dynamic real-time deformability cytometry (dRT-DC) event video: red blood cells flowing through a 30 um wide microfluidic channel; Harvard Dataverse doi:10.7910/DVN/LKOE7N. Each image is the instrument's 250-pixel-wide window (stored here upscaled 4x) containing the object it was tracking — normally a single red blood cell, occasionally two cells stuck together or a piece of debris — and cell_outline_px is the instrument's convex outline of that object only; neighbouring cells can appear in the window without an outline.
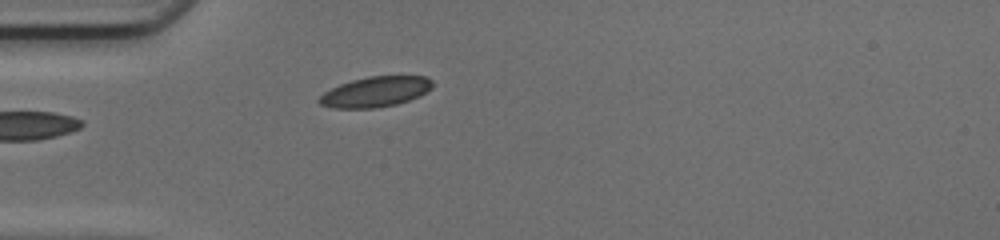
{"species": "common noctule bat (a hibernating species)", "species_latin": "Nyctalus noctula", "temperature_condition": "cold", "stored_images_in_passage": 5, "camera_frame_rate_fps": 3000, "um_per_image_px": 0.085, "animal": {"sex": "female", "body_mass_g": 17.0, "forearm_length_mm": 48.0}, "frame": {"image": 1, "passage_image": 1, "time_ms": 0.0, "image_size_px": [1000, 240], "cell_outline_px": [[432, 88], [420, 96], [396, 104], [376, 108], [332, 108], [320, 104], [316, 100], [324, 92], [340, 84], [352, 80], [368, 76], [424, 76], [432, 80]], "centroid_in_image_um": [31.9, 7.8], "position_along_channel_um": 53.1, "area_um2": 20.0}}